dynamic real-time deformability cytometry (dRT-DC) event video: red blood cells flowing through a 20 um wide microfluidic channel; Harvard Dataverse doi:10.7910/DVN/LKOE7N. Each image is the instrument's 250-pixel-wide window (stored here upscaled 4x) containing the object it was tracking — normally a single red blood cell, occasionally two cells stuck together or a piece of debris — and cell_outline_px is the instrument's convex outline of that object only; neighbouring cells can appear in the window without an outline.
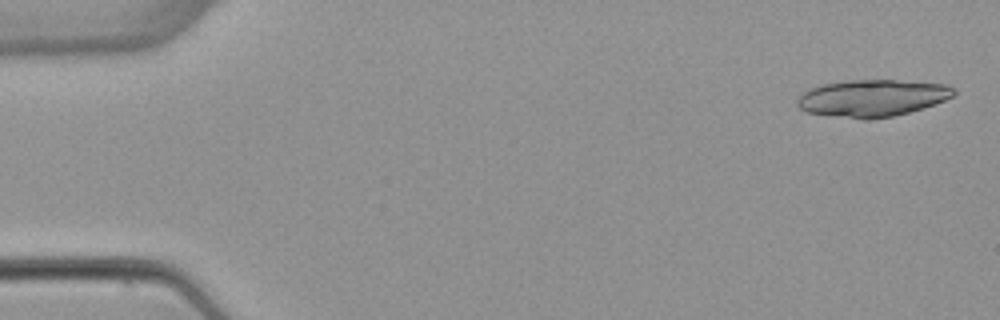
{"species": "common noctule bat (a hibernating species)", "species_latin": "Nyctalus noctula", "temperature_condition": "warm", "stored_images_in_passage": 7, "camera_frame_rate_fps": 3000, "um_per_image_px": 0.085, "animal": {"sex": "female", "body_mass_g": 22.7, "forearm_length_mm": 54.2}, "frame": {"image": 1, "passage_image": 1, "time_ms": 0.0, "image_size_px": [1000, 320], "cell_outline_px": [[956, 92], [952, 96], [944, 100], [908, 112], [892, 116], [872, 120], [864, 120], [808, 112], [800, 108], [796, 104], [796, 100], [804, 92], [812, 88], [824, 84], [848, 80], [896, 80], [948, 84], [956, 88]], "centroid_in_image_um": [74.15, 8.33], "position_along_channel_um": 10.8, "area_um2": 33.52}}